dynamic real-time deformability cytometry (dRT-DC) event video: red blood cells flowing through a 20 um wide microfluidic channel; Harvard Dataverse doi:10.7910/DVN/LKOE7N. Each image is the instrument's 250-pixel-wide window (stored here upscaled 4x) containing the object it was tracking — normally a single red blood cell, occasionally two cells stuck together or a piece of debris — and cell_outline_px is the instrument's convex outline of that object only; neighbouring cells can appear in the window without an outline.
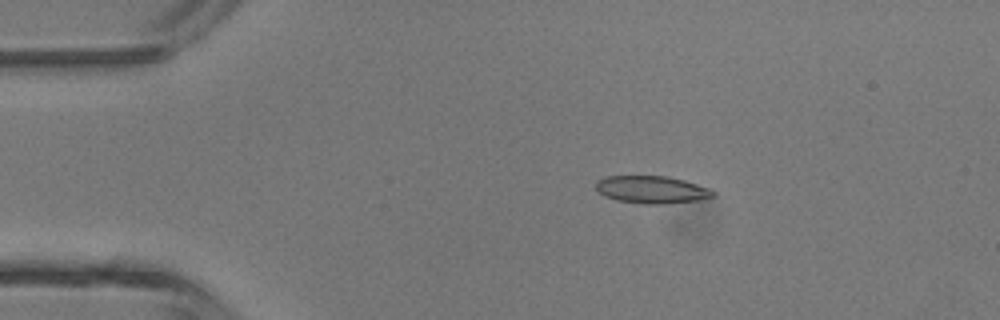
{"species": "common noctule bat (a hibernating species)", "species_latin": "Nyctalus noctula", "temperature_condition": "room temperature", "stored_images_in_passage": 4, "camera_frame_rate_fps": 3000, "um_per_image_px": 0.085, "animal": {"sex": "male", "body_mass_g": 13.3}, "frame": {"image": 1, "passage_image": 3, "time_ms": 0.667, "image_size_px": [1000, 320], "cell_outline_px": [[716, 196], [696, 200], [664, 204], [644, 204], [616, 200], [604, 196], [596, 188], [596, 180], [604, 176], [668, 176], [684, 180], [708, 188], [716, 192]], "centroid_in_image_um": [55.38, 16.11], "position_along_channel_um": 29.6, "area_um2": 18.79}}
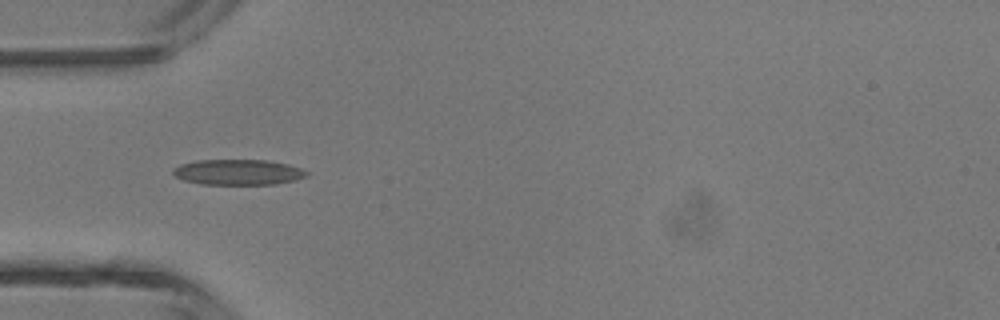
{"frame": {"image": 2, "passage_image": 4, "time_ms": 1.0, "image_size_px": [1000, 320], "cell_outline_px": [[308, 176], [296, 180], [276, 184], [200, 184], [184, 180], [176, 176], [172, 172], [172, 168], [180, 164], [196, 160], [264, 160], [288, 164], [300, 168], [308, 172]], "centroid_in_image_um": [20.23, 14.63], "position_along_channel_um": 64.8, "area_um2": 19.88}}